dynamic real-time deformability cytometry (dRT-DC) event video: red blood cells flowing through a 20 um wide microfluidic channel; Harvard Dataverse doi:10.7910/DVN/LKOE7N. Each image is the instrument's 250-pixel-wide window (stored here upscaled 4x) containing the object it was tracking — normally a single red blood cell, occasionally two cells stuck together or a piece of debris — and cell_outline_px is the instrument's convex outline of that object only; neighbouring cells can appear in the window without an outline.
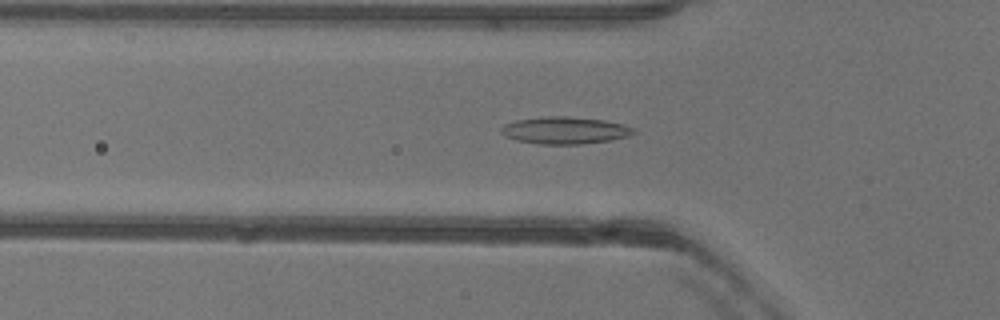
{"species": "common noctule bat (a hibernating species)", "species_latin": "Nyctalus noctula", "temperature_condition": "warm", "stored_images_in_passage": 51, "camera_frame_rate_fps": 3000, "um_per_image_px": 0.085, "animal": {"sex": "female"}, "frame": {"image": 1, "passage_image": 17, "time_ms": 5.333, "image_size_px": [1000, 320], "cell_outline_px": [[636, 132], [628, 136], [612, 140], [584, 144], [540, 144], [516, 140], [504, 136], [500, 132], [500, 128], [504, 124], [516, 120], [544, 116], [568, 116], [604, 120], [624, 124], [632, 128]], "centroid_in_image_um": [47.99, 11.08], "position_along_channel_um": 77.8, "area_um2": 21.1}}
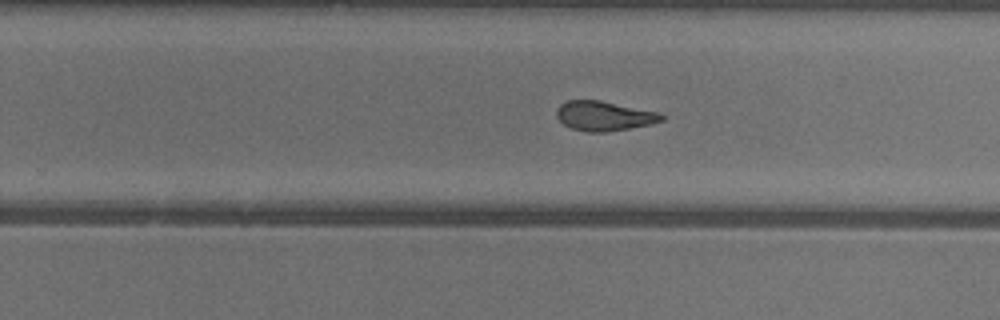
{"frame": {"image": 2, "passage_image": 32, "time_ms": 10.333, "image_size_px": [1000, 320], "cell_outline_px": [[664, 120], [652, 124], [604, 132], [588, 132], [572, 128], [564, 124], [556, 116], [556, 108], [560, 104], [568, 100], [600, 100], [656, 112], [664, 116]], "centroid_in_image_um": [51.31, 9.85], "position_along_channel_um": 278.5, "area_um2": 17.92}}
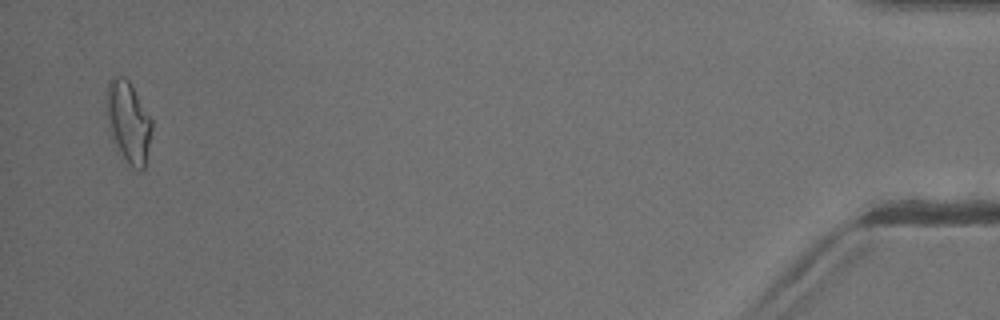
{"frame": {"image": 3, "passage_image": 50, "time_ms": 16.333, "image_size_px": [1000, 320], "cell_outline_px": [[152, 132], [144, 168], [140, 172], [136, 172], [116, 152], [108, 128], [104, 112], [104, 92], [108, 80], [112, 76], [124, 76], [128, 80], [152, 120]], "centroid_in_image_um": [10.83, 10.39], "position_along_channel_um": 424.4, "area_um2": 22.6}, "authors_computed_cell_mechanics": {"area_um2": 19.5942, "velocity_mm_per_s": 4.0035, "shape_relaxation_time_tau1_ms": null, "shape_relaxation_time_tau2_ms": 2.8021, "deformation_change_tau1": null, "deformation_change_tau2": 0.1152}}